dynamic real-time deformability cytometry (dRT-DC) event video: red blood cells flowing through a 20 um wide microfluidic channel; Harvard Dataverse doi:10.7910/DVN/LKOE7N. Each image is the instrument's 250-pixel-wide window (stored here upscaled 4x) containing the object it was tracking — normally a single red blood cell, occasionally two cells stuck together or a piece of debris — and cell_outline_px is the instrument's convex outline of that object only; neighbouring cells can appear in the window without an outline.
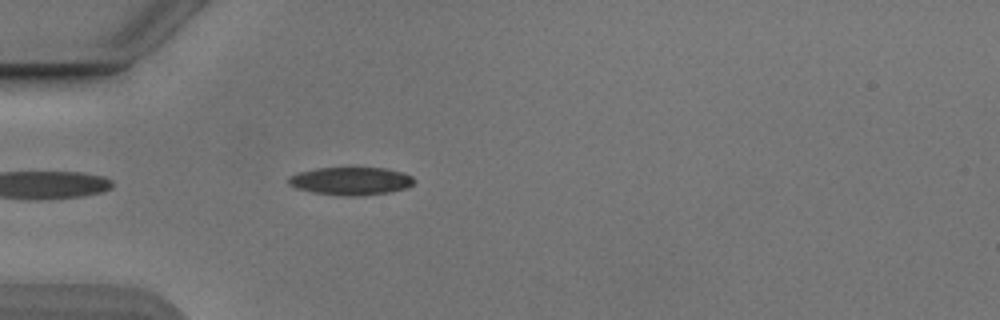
{"species": "Egyptian fruit bat (a non-hibernating species)", "species_latin": "Rousettus aegyptiacus", "temperature_condition": "cold", "stored_images_in_passage": 7, "camera_frame_rate_fps": 3000, "um_per_image_px": 0.085, "animal": {"sex": "male"}, "frame": {"image": 1, "passage_image": 3, "time_ms": 0.667, "image_size_px": [1000, 320], "cell_outline_px": [[416, 180], [408, 188], [388, 192], [356, 196], [352, 196], [312, 192], [296, 188], [288, 184], [288, 176], [296, 172], [316, 168], [388, 168], [404, 172], [412, 176]], "centroid_in_image_um": [29.82, 15.37], "position_along_channel_um": 55.2, "area_um2": 20.52}}